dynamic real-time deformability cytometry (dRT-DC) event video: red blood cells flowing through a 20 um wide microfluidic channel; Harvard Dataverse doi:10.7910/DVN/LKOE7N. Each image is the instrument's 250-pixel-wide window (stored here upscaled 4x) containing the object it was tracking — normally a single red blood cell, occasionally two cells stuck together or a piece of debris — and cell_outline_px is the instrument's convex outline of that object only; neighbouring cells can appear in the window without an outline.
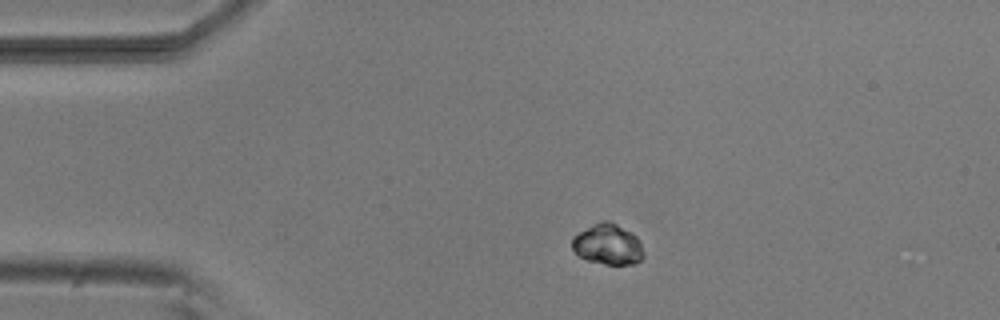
{"species": "common noctule bat (a hibernating species)", "species_latin": "Nyctalus noctula", "temperature_condition": "room temperature", "stored_images_in_passage": 4, "camera_frame_rate_fps": 3000, "um_per_image_px": 0.085, "animal": {"sex": "male", "body_mass_g": 20.5, "forearm_length_mm": 52.5}, "frame": {"image": 1, "passage_image": 2, "time_ms": 1.0, "image_size_px": [1000, 320], "cell_outline_px": [[644, 256], [640, 260], [632, 264], [604, 264], [588, 260], [580, 256], [572, 248], [572, 240], [580, 232], [604, 220], [608, 220], [632, 232], [636, 236], [644, 252]], "centroid_in_image_um": [51.7, 20.78], "position_along_channel_um": 33.3, "area_um2": 16.53}}
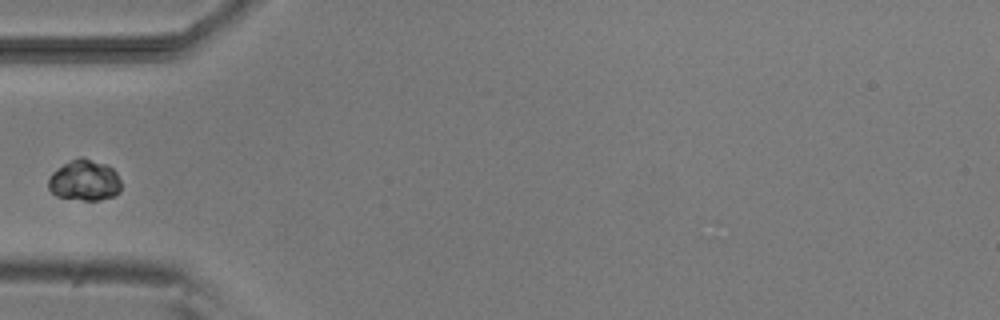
{"frame": {"image": 2, "passage_image": 4, "time_ms": 3.333, "image_size_px": [1000, 320], "cell_outline_px": [[120, 192], [112, 196], [100, 200], [84, 200], [56, 196], [48, 188], [48, 180], [52, 172], [64, 164], [80, 156], [104, 164], [112, 168], [116, 172], [120, 180]], "centroid_in_image_um": [7.18, 15.34], "position_along_channel_um": 77.8, "area_um2": 17.17}}